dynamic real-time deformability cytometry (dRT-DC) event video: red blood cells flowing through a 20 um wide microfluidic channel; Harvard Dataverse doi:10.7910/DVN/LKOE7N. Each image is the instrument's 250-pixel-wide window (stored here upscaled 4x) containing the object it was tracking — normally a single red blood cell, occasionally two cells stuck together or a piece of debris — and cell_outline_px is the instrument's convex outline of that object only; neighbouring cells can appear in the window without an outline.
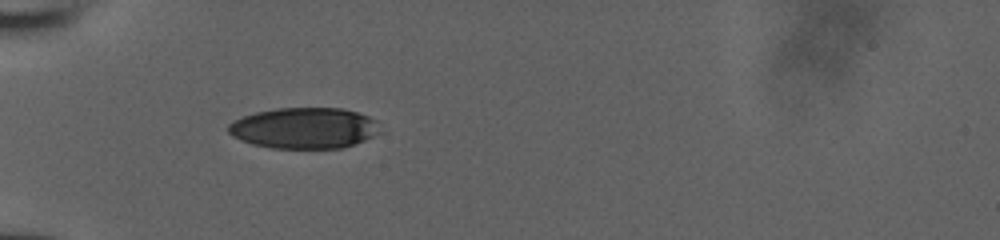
{"species": "human", "species_latin": "Homo sapiens", "temperature_condition": "room temperature", "stored_images_in_passage": 35, "camera_frame_rate_fps": 3000, "um_per_image_px": 0.085, "donor": {"sex": "male"}, "frame": {"image": 1, "passage_image": 1, "time_ms": 0.0, "image_size_px": [1000, 240], "cell_outline_px": [[384, 132], [364, 140], [340, 148], [272, 148], [252, 144], [240, 140], [232, 136], [228, 132], [228, 124], [244, 116], [256, 112], [276, 108], [340, 108], [356, 112], [368, 116], [376, 120]], "centroid_in_image_um": [25.89, 10.89], "position_along_channel_um": 59.1, "area_um2": 36.3}}
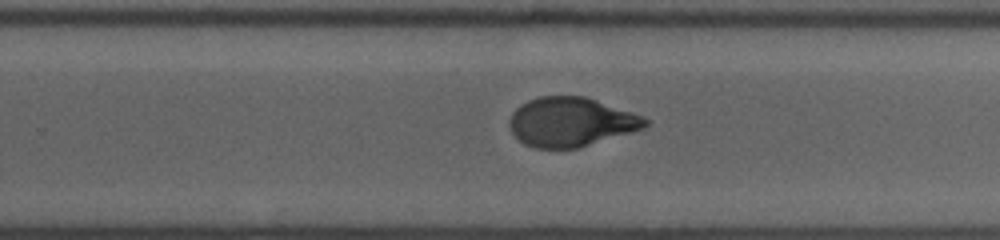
{"frame": {"image": 2, "passage_image": 18, "time_ms": 5.667, "image_size_px": [1000, 240], "cell_outline_px": [[648, 124], [644, 128], [576, 148], [532, 148], [524, 144], [512, 132], [508, 124], [508, 120], [512, 112], [520, 104], [528, 100], [540, 96], [584, 96], [632, 112], [648, 120]], "centroid_in_image_um": [48.47, 10.36], "position_along_channel_um": 281.3, "area_um2": 38.61}}
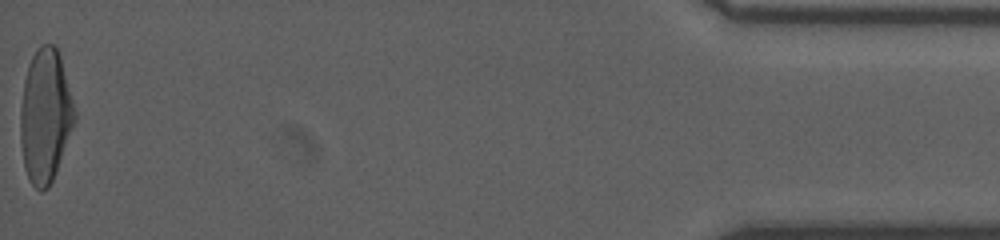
{"frame": {"image": 3, "passage_image": 35, "time_ms": 11.333, "image_size_px": [1000, 240], "cell_outline_px": [[76, 120], [52, 180], [48, 188], [40, 192], [32, 184], [24, 168], [20, 140], [20, 108], [24, 80], [28, 64], [32, 56], [40, 44], [52, 44], [56, 48], [60, 56], [76, 112]], "centroid_in_image_um": [3.83, 9.84], "position_along_channel_um": 431.4, "area_um2": 42.02}}